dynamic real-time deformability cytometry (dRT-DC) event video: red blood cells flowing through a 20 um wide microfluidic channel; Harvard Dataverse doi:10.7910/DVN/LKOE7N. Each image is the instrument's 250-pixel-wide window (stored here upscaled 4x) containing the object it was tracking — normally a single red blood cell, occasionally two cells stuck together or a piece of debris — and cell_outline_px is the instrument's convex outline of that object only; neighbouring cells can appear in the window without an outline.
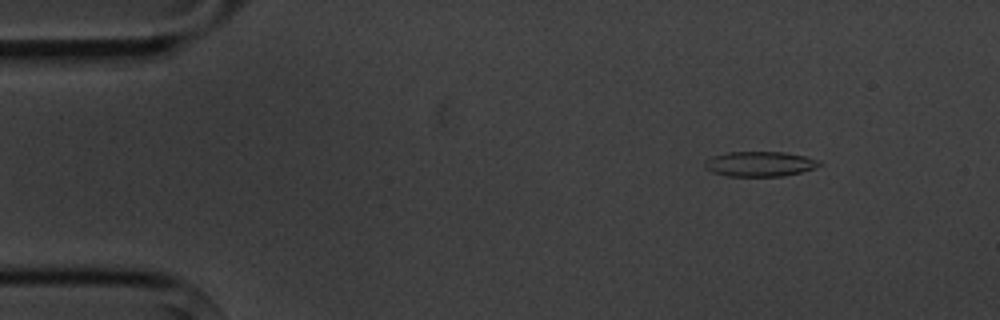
{"species": "common noctule bat (a hibernating species)", "species_latin": "Nyctalus noctula", "temperature_condition": "cold", "stored_images_in_passage": 3, "camera_frame_rate_fps": 3000, "um_per_image_px": 0.085, "animal": {"sex": "male", "body_mass_g": 20.1, "forearm_length_mm": 53.5}, "frame": {"image": 1, "passage_image": 1, "time_ms": 0.0, "image_size_px": [1000, 320], "cell_outline_px": [[824, 164], [816, 168], [784, 176], [728, 176], [712, 172], [704, 168], [704, 160], [712, 156], [728, 152], [784, 152], [804, 156], [820, 160]], "centroid_in_image_um": [64.59, 13.93], "position_along_channel_um": 20.4, "area_um2": 16.88}}